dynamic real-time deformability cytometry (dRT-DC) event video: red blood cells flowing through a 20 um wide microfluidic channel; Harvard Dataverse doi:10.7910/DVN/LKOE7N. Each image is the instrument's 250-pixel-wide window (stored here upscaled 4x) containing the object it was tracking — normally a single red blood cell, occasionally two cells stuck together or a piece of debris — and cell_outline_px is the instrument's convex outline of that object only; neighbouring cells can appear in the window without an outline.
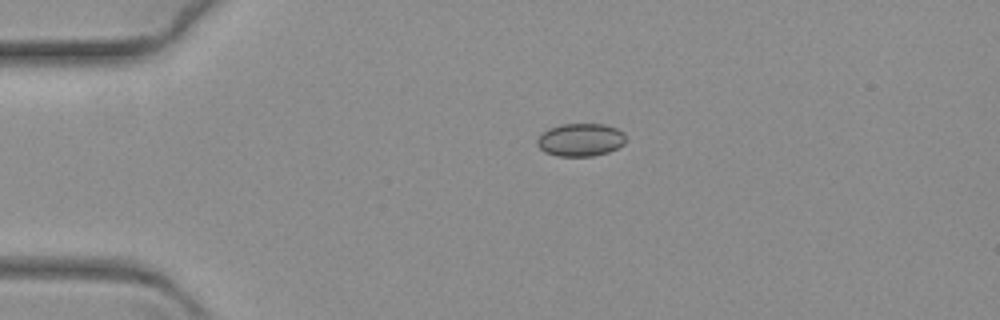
{"species": "common noctule bat (a hibernating species)", "species_latin": "Nyctalus noctula", "temperature_condition": "warm", "stored_images_in_passage": 42, "camera_frame_rate_fps": 3000, "um_per_image_px": 0.085, "animal": {"sex": "female", "body_mass_g": 19.3, "forearm_length_mm": 54.1}, "frame": {"image": 1, "passage_image": 1, "time_ms": 0.0, "image_size_px": [1000, 320], "cell_outline_px": [[624, 144], [608, 152], [592, 156], [556, 156], [544, 152], [536, 144], [536, 140], [548, 128], [560, 124], [604, 124], [616, 128], [624, 132]], "centroid_in_image_um": [49.32, 11.88], "position_along_channel_um": 35.7, "area_um2": 16.99}}
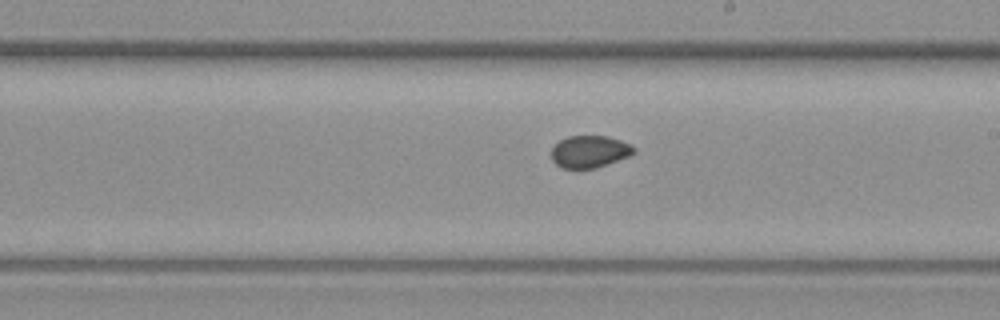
{"frame": {"image": 2, "passage_image": 24, "time_ms": 7.667, "image_size_px": [1000, 320], "cell_outline_px": [[636, 152], [628, 156], [596, 168], [564, 168], [556, 164], [552, 160], [552, 148], [560, 140], [568, 136], [608, 136], [620, 140], [636, 148]], "centroid_in_image_um": [50.12, 12.88], "position_along_channel_um": 238.9, "area_um2": 15.26}}
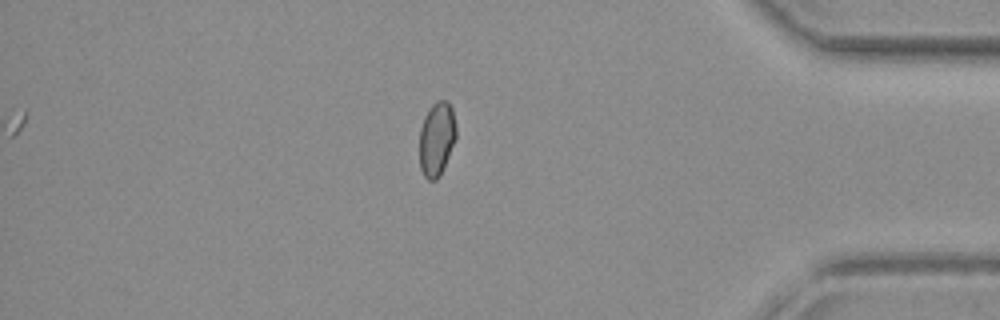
{"frame": {"image": 3, "passage_image": 42, "time_ms": 13.667, "image_size_px": [1000, 320], "cell_outline_px": [[456, 140], [440, 176], [436, 180], [428, 180], [424, 176], [420, 168], [420, 128], [424, 116], [432, 104], [436, 100], [448, 100], [452, 108], [456, 128]], "centroid_in_image_um": [37.13, 11.79], "position_along_channel_um": 398.1, "area_um2": 16.01}}